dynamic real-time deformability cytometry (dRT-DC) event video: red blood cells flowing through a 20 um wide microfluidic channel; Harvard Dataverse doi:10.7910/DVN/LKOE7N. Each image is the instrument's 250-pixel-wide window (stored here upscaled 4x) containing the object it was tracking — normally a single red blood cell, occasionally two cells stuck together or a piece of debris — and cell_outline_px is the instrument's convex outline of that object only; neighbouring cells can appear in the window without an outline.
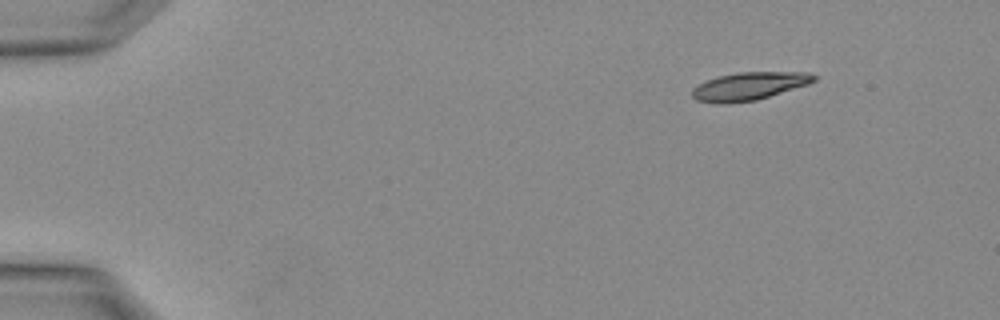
{"species": "Egyptian fruit bat (a non-hibernating species)", "species_latin": "Rousettus aegyptiacus", "temperature_condition": "warm", "stored_images_in_passage": 3, "camera_frame_rate_fps": 3000, "um_per_image_px": 0.085, "animal": {"sex": "female"}, "frame": {"image": 1, "passage_image": 1, "time_ms": 0.0, "image_size_px": [1000, 320], "cell_outline_px": [[816, 80], [808, 84], [756, 100], [724, 104], [716, 104], [696, 100], [692, 96], [692, 88], [708, 80], [720, 76], [740, 72], [808, 72], [816, 76]], "centroid_in_image_um": [63.66, 7.33], "position_along_channel_um": 21.3, "area_um2": 19.65}}